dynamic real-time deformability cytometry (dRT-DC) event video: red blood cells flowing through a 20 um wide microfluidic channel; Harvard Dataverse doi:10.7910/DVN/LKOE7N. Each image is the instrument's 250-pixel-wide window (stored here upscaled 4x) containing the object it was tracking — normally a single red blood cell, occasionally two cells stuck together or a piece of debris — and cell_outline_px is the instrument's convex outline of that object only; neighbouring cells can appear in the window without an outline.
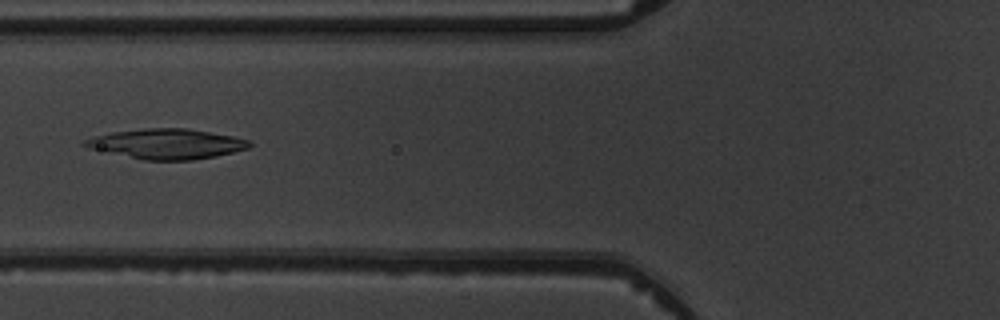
{"species": "common noctule bat (a hibernating species)", "species_latin": "Nyctalus noctula", "temperature_condition": "warm", "stored_images_in_passage": 8, "camera_frame_rate_fps": 3000, "um_per_image_px": 0.085, "animal": {"sex": "male", "body_mass_g": 19.5, "forearm_length_mm": 54.6}, "frame": {"image": 1, "passage_image": 7, "time_ms": 7.0, "image_size_px": [1000, 320], "cell_outline_px": [[252, 144], [248, 148], [216, 156], [192, 160], [144, 160], [88, 148], [80, 144], [84, 140], [92, 136], [112, 132], [144, 128], [188, 128], [232, 136], [248, 140]], "centroid_in_image_um": [14.13, 12.22], "position_along_channel_um": 111.7, "area_um2": 28.78}}
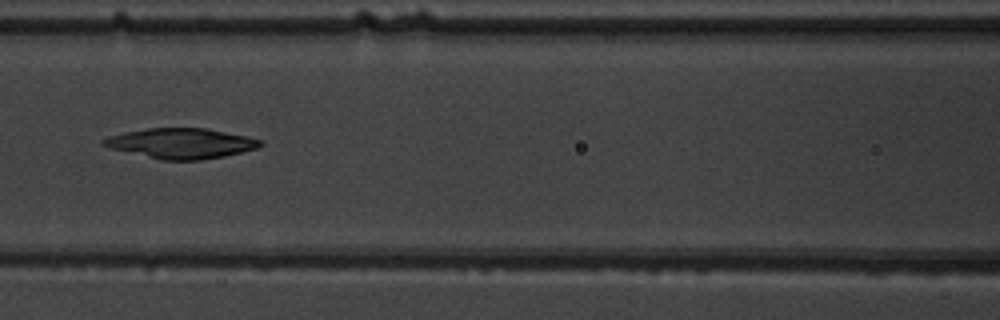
{"frame": {"image": 2, "passage_image": 8, "time_ms": 8.0, "image_size_px": [1000, 320], "cell_outline_px": [[264, 144], [256, 148], [224, 156], [200, 160], [160, 160], [112, 148], [100, 144], [100, 140], [108, 136], [124, 132], [148, 128], [208, 128], [248, 136], [264, 140]], "centroid_in_image_um": [15.41, 12.17], "position_along_channel_um": 151.2, "area_um2": 27.69}}